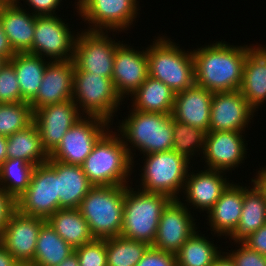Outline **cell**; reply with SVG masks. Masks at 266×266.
Listing matches in <instances>:
<instances>
[{"label": "cell", "instance_id": "cell-1", "mask_svg": "<svg viewBox=\"0 0 266 266\" xmlns=\"http://www.w3.org/2000/svg\"><path fill=\"white\" fill-rule=\"evenodd\" d=\"M251 47H236L218 41L194 49L195 84L213 93L239 90L244 62Z\"/></svg>", "mask_w": 266, "mask_h": 266}, {"label": "cell", "instance_id": "cell-2", "mask_svg": "<svg viewBox=\"0 0 266 266\" xmlns=\"http://www.w3.org/2000/svg\"><path fill=\"white\" fill-rule=\"evenodd\" d=\"M107 131L81 165L93 186H128L134 160L119 132ZM119 136V137H118Z\"/></svg>", "mask_w": 266, "mask_h": 266}, {"label": "cell", "instance_id": "cell-3", "mask_svg": "<svg viewBox=\"0 0 266 266\" xmlns=\"http://www.w3.org/2000/svg\"><path fill=\"white\" fill-rule=\"evenodd\" d=\"M118 132L133 160L135 153L131 149L140 150L143 155L172 150L173 147V117L172 114L150 113L131 110L130 114L120 124ZM125 137V138H124ZM126 141H125V140ZM134 147H133V146ZM134 154V155H133Z\"/></svg>", "mask_w": 266, "mask_h": 266}, {"label": "cell", "instance_id": "cell-4", "mask_svg": "<svg viewBox=\"0 0 266 266\" xmlns=\"http://www.w3.org/2000/svg\"><path fill=\"white\" fill-rule=\"evenodd\" d=\"M124 201L125 186H94L84 197L78 210L94 239L121 235Z\"/></svg>", "mask_w": 266, "mask_h": 266}, {"label": "cell", "instance_id": "cell-5", "mask_svg": "<svg viewBox=\"0 0 266 266\" xmlns=\"http://www.w3.org/2000/svg\"><path fill=\"white\" fill-rule=\"evenodd\" d=\"M172 199L161 193L134 191L125 186V201L121 236L143 241L150 246L157 235L163 209Z\"/></svg>", "mask_w": 266, "mask_h": 266}, {"label": "cell", "instance_id": "cell-6", "mask_svg": "<svg viewBox=\"0 0 266 266\" xmlns=\"http://www.w3.org/2000/svg\"><path fill=\"white\" fill-rule=\"evenodd\" d=\"M149 77L162 81L175 93L195 84L192 50L185 52L169 38L158 36L147 47Z\"/></svg>", "mask_w": 266, "mask_h": 266}, {"label": "cell", "instance_id": "cell-7", "mask_svg": "<svg viewBox=\"0 0 266 266\" xmlns=\"http://www.w3.org/2000/svg\"><path fill=\"white\" fill-rule=\"evenodd\" d=\"M143 156L146 158L141 169L140 189L180 200L178 193L184 189L191 161L173 150Z\"/></svg>", "mask_w": 266, "mask_h": 266}, {"label": "cell", "instance_id": "cell-8", "mask_svg": "<svg viewBox=\"0 0 266 266\" xmlns=\"http://www.w3.org/2000/svg\"><path fill=\"white\" fill-rule=\"evenodd\" d=\"M72 100L79 111L81 108L82 115L86 113V116H98L111 122L124 99L117 93L111 78L75 71Z\"/></svg>", "mask_w": 266, "mask_h": 266}, {"label": "cell", "instance_id": "cell-9", "mask_svg": "<svg viewBox=\"0 0 266 266\" xmlns=\"http://www.w3.org/2000/svg\"><path fill=\"white\" fill-rule=\"evenodd\" d=\"M88 118V119H87ZM110 122L98 116H83L63 136L49 158L81 166L95 143L109 129Z\"/></svg>", "mask_w": 266, "mask_h": 266}, {"label": "cell", "instance_id": "cell-10", "mask_svg": "<svg viewBox=\"0 0 266 266\" xmlns=\"http://www.w3.org/2000/svg\"><path fill=\"white\" fill-rule=\"evenodd\" d=\"M108 36V31L77 32L73 57L75 71L91 72L112 79L116 48L121 42H115Z\"/></svg>", "mask_w": 266, "mask_h": 266}, {"label": "cell", "instance_id": "cell-11", "mask_svg": "<svg viewBox=\"0 0 266 266\" xmlns=\"http://www.w3.org/2000/svg\"><path fill=\"white\" fill-rule=\"evenodd\" d=\"M16 205L21 214L45 220L59 209L57 173L47 162L35 166L29 186Z\"/></svg>", "mask_w": 266, "mask_h": 266}, {"label": "cell", "instance_id": "cell-12", "mask_svg": "<svg viewBox=\"0 0 266 266\" xmlns=\"http://www.w3.org/2000/svg\"><path fill=\"white\" fill-rule=\"evenodd\" d=\"M76 6L83 21L91 24L87 31H124L140 10L137 0H78Z\"/></svg>", "mask_w": 266, "mask_h": 266}, {"label": "cell", "instance_id": "cell-13", "mask_svg": "<svg viewBox=\"0 0 266 266\" xmlns=\"http://www.w3.org/2000/svg\"><path fill=\"white\" fill-rule=\"evenodd\" d=\"M69 30L57 15L36 16L31 54L49 57V61L73 59L77 34L74 37Z\"/></svg>", "mask_w": 266, "mask_h": 266}, {"label": "cell", "instance_id": "cell-14", "mask_svg": "<svg viewBox=\"0 0 266 266\" xmlns=\"http://www.w3.org/2000/svg\"><path fill=\"white\" fill-rule=\"evenodd\" d=\"M179 199H172L163 209L157 235L152 247L176 254L185 241L197 230L196 222Z\"/></svg>", "mask_w": 266, "mask_h": 266}, {"label": "cell", "instance_id": "cell-15", "mask_svg": "<svg viewBox=\"0 0 266 266\" xmlns=\"http://www.w3.org/2000/svg\"><path fill=\"white\" fill-rule=\"evenodd\" d=\"M46 222L40 217L21 214L16 210L5 226L0 242L17 262H33L36 242L41 226Z\"/></svg>", "mask_w": 266, "mask_h": 266}, {"label": "cell", "instance_id": "cell-16", "mask_svg": "<svg viewBox=\"0 0 266 266\" xmlns=\"http://www.w3.org/2000/svg\"><path fill=\"white\" fill-rule=\"evenodd\" d=\"M73 100L51 104L34 111L36 125L43 148L50 154L61 142L66 132L83 115Z\"/></svg>", "mask_w": 266, "mask_h": 266}, {"label": "cell", "instance_id": "cell-17", "mask_svg": "<svg viewBox=\"0 0 266 266\" xmlns=\"http://www.w3.org/2000/svg\"><path fill=\"white\" fill-rule=\"evenodd\" d=\"M256 112L239 90L212 95L209 131L243 132Z\"/></svg>", "mask_w": 266, "mask_h": 266}, {"label": "cell", "instance_id": "cell-18", "mask_svg": "<svg viewBox=\"0 0 266 266\" xmlns=\"http://www.w3.org/2000/svg\"><path fill=\"white\" fill-rule=\"evenodd\" d=\"M243 132L235 131H208L205 135V144L202 159L208 169L217 171L234 170L243 163L246 152ZM232 168V169H231Z\"/></svg>", "mask_w": 266, "mask_h": 266}, {"label": "cell", "instance_id": "cell-19", "mask_svg": "<svg viewBox=\"0 0 266 266\" xmlns=\"http://www.w3.org/2000/svg\"><path fill=\"white\" fill-rule=\"evenodd\" d=\"M130 47L120 43L113 63L112 81L122 99L132 95L149 76L147 48L135 51Z\"/></svg>", "mask_w": 266, "mask_h": 266}, {"label": "cell", "instance_id": "cell-20", "mask_svg": "<svg viewBox=\"0 0 266 266\" xmlns=\"http://www.w3.org/2000/svg\"><path fill=\"white\" fill-rule=\"evenodd\" d=\"M75 64L68 61H50L36 96L29 102L33 111L47 105L73 99Z\"/></svg>", "mask_w": 266, "mask_h": 266}, {"label": "cell", "instance_id": "cell-21", "mask_svg": "<svg viewBox=\"0 0 266 266\" xmlns=\"http://www.w3.org/2000/svg\"><path fill=\"white\" fill-rule=\"evenodd\" d=\"M213 92L194 84L175 94L172 117L174 120L209 131Z\"/></svg>", "mask_w": 266, "mask_h": 266}, {"label": "cell", "instance_id": "cell-22", "mask_svg": "<svg viewBox=\"0 0 266 266\" xmlns=\"http://www.w3.org/2000/svg\"><path fill=\"white\" fill-rule=\"evenodd\" d=\"M191 173H188L183 189L186 195L185 201L190 203V206L193 205L195 209L208 212L230 182L226 180L227 178H223V171L207 168L198 173Z\"/></svg>", "mask_w": 266, "mask_h": 266}, {"label": "cell", "instance_id": "cell-23", "mask_svg": "<svg viewBox=\"0 0 266 266\" xmlns=\"http://www.w3.org/2000/svg\"><path fill=\"white\" fill-rule=\"evenodd\" d=\"M19 5L7 3L0 11L1 23L13 51L31 53L37 15L28 13Z\"/></svg>", "mask_w": 266, "mask_h": 266}, {"label": "cell", "instance_id": "cell-24", "mask_svg": "<svg viewBox=\"0 0 266 266\" xmlns=\"http://www.w3.org/2000/svg\"><path fill=\"white\" fill-rule=\"evenodd\" d=\"M47 163L57 173L59 209H78L81 201L94 187L87 179L82 167L79 165L66 164L50 158Z\"/></svg>", "mask_w": 266, "mask_h": 266}, {"label": "cell", "instance_id": "cell-25", "mask_svg": "<svg viewBox=\"0 0 266 266\" xmlns=\"http://www.w3.org/2000/svg\"><path fill=\"white\" fill-rule=\"evenodd\" d=\"M239 91L256 111L266 101V46L248 50Z\"/></svg>", "mask_w": 266, "mask_h": 266}, {"label": "cell", "instance_id": "cell-26", "mask_svg": "<svg viewBox=\"0 0 266 266\" xmlns=\"http://www.w3.org/2000/svg\"><path fill=\"white\" fill-rule=\"evenodd\" d=\"M243 206V186L230 183L214 206L207 212L211 231L230 236L239 223Z\"/></svg>", "mask_w": 266, "mask_h": 266}, {"label": "cell", "instance_id": "cell-27", "mask_svg": "<svg viewBox=\"0 0 266 266\" xmlns=\"http://www.w3.org/2000/svg\"><path fill=\"white\" fill-rule=\"evenodd\" d=\"M266 224V199L259 188L253 183L243 187V206L235 231L230 238L238 245ZM239 242V243H238Z\"/></svg>", "mask_w": 266, "mask_h": 266}, {"label": "cell", "instance_id": "cell-28", "mask_svg": "<svg viewBox=\"0 0 266 266\" xmlns=\"http://www.w3.org/2000/svg\"><path fill=\"white\" fill-rule=\"evenodd\" d=\"M175 92L162 81L147 77L132 94V109L142 112L172 114Z\"/></svg>", "mask_w": 266, "mask_h": 266}, {"label": "cell", "instance_id": "cell-29", "mask_svg": "<svg viewBox=\"0 0 266 266\" xmlns=\"http://www.w3.org/2000/svg\"><path fill=\"white\" fill-rule=\"evenodd\" d=\"M46 221L73 248L94 240L88 222L78 209L60 208Z\"/></svg>", "mask_w": 266, "mask_h": 266}, {"label": "cell", "instance_id": "cell-30", "mask_svg": "<svg viewBox=\"0 0 266 266\" xmlns=\"http://www.w3.org/2000/svg\"><path fill=\"white\" fill-rule=\"evenodd\" d=\"M31 53H16L9 62L13 65L19 82L21 98L30 102L37 94L49 61Z\"/></svg>", "mask_w": 266, "mask_h": 266}, {"label": "cell", "instance_id": "cell-31", "mask_svg": "<svg viewBox=\"0 0 266 266\" xmlns=\"http://www.w3.org/2000/svg\"><path fill=\"white\" fill-rule=\"evenodd\" d=\"M7 158H20L35 166L46 163L49 154L43 148L39 131L33 123L29 127L7 136Z\"/></svg>", "mask_w": 266, "mask_h": 266}, {"label": "cell", "instance_id": "cell-32", "mask_svg": "<svg viewBox=\"0 0 266 266\" xmlns=\"http://www.w3.org/2000/svg\"><path fill=\"white\" fill-rule=\"evenodd\" d=\"M73 253L74 248L46 221L40 228L34 259L29 266H58Z\"/></svg>", "mask_w": 266, "mask_h": 266}, {"label": "cell", "instance_id": "cell-33", "mask_svg": "<svg viewBox=\"0 0 266 266\" xmlns=\"http://www.w3.org/2000/svg\"><path fill=\"white\" fill-rule=\"evenodd\" d=\"M206 238L195 231L176 253L177 266H211L221 252Z\"/></svg>", "mask_w": 266, "mask_h": 266}, {"label": "cell", "instance_id": "cell-34", "mask_svg": "<svg viewBox=\"0 0 266 266\" xmlns=\"http://www.w3.org/2000/svg\"><path fill=\"white\" fill-rule=\"evenodd\" d=\"M34 168L23 159L7 158L0 166V188L17 200L28 188Z\"/></svg>", "mask_w": 266, "mask_h": 266}, {"label": "cell", "instance_id": "cell-35", "mask_svg": "<svg viewBox=\"0 0 266 266\" xmlns=\"http://www.w3.org/2000/svg\"><path fill=\"white\" fill-rule=\"evenodd\" d=\"M150 245L123 236L106 239L107 266H136Z\"/></svg>", "mask_w": 266, "mask_h": 266}, {"label": "cell", "instance_id": "cell-36", "mask_svg": "<svg viewBox=\"0 0 266 266\" xmlns=\"http://www.w3.org/2000/svg\"><path fill=\"white\" fill-rule=\"evenodd\" d=\"M34 123V111L29 102L0 103V134L9 136Z\"/></svg>", "mask_w": 266, "mask_h": 266}, {"label": "cell", "instance_id": "cell-37", "mask_svg": "<svg viewBox=\"0 0 266 266\" xmlns=\"http://www.w3.org/2000/svg\"><path fill=\"white\" fill-rule=\"evenodd\" d=\"M205 135L206 132L202 129L173 119L172 150L191 160L195 153L204 151Z\"/></svg>", "mask_w": 266, "mask_h": 266}, {"label": "cell", "instance_id": "cell-38", "mask_svg": "<svg viewBox=\"0 0 266 266\" xmlns=\"http://www.w3.org/2000/svg\"><path fill=\"white\" fill-rule=\"evenodd\" d=\"M79 266H107L106 239L93 241L74 248Z\"/></svg>", "mask_w": 266, "mask_h": 266}, {"label": "cell", "instance_id": "cell-39", "mask_svg": "<svg viewBox=\"0 0 266 266\" xmlns=\"http://www.w3.org/2000/svg\"><path fill=\"white\" fill-rule=\"evenodd\" d=\"M24 102L13 65L7 61L0 70V103Z\"/></svg>", "mask_w": 266, "mask_h": 266}, {"label": "cell", "instance_id": "cell-40", "mask_svg": "<svg viewBox=\"0 0 266 266\" xmlns=\"http://www.w3.org/2000/svg\"><path fill=\"white\" fill-rule=\"evenodd\" d=\"M231 252L227 253L231 256L236 266H266V256L250 249L243 242H241L239 249Z\"/></svg>", "mask_w": 266, "mask_h": 266}, {"label": "cell", "instance_id": "cell-41", "mask_svg": "<svg viewBox=\"0 0 266 266\" xmlns=\"http://www.w3.org/2000/svg\"><path fill=\"white\" fill-rule=\"evenodd\" d=\"M136 266H177L176 254L150 246Z\"/></svg>", "mask_w": 266, "mask_h": 266}, {"label": "cell", "instance_id": "cell-42", "mask_svg": "<svg viewBox=\"0 0 266 266\" xmlns=\"http://www.w3.org/2000/svg\"><path fill=\"white\" fill-rule=\"evenodd\" d=\"M17 210L16 200L0 188V237L11 215Z\"/></svg>", "mask_w": 266, "mask_h": 266}, {"label": "cell", "instance_id": "cell-43", "mask_svg": "<svg viewBox=\"0 0 266 266\" xmlns=\"http://www.w3.org/2000/svg\"><path fill=\"white\" fill-rule=\"evenodd\" d=\"M27 5L34 10L32 14L37 16L44 15H56L55 11L57 10L60 2L62 0H25Z\"/></svg>", "mask_w": 266, "mask_h": 266}, {"label": "cell", "instance_id": "cell-44", "mask_svg": "<svg viewBox=\"0 0 266 266\" xmlns=\"http://www.w3.org/2000/svg\"><path fill=\"white\" fill-rule=\"evenodd\" d=\"M250 249L266 256V224L243 241Z\"/></svg>", "mask_w": 266, "mask_h": 266}, {"label": "cell", "instance_id": "cell-45", "mask_svg": "<svg viewBox=\"0 0 266 266\" xmlns=\"http://www.w3.org/2000/svg\"><path fill=\"white\" fill-rule=\"evenodd\" d=\"M15 54L3 30L0 18V56L9 61Z\"/></svg>", "mask_w": 266, "mask_h": 266}, {"label": "cell", "instance_id": "cell-46", "mask_svg": "<svg viewBox=\"0 0 266 266\" xmlns=\"http://www.w3.org/2000/svg\"><path fill=\"white\" fill-rule=\"evenodd\" d=\"M260 170L257 171L256 178H252L251 183L253 182L259 188L266 199V167L260 168Z\"/></svg>", "mask_w": 266, "mask_h": 266}, {"label": "cell", "instance_id": "cell-47", "mask_svg": "<svg viewBox=\"0 0 266 266\" xmlns=\"http://www.w3.org/2000/svg\"><path fill=\"white\" fill-rule=\"evenodd\" d=\"M221 253L215 258L211 266H236L231 256L227 252L226 253L221 252Z\"/></svg>", "mask_w": 266, "mask_h": 266}, {"label": "cell", "instance_id": "cell-48", "mask_svg": "<svg viewBox=\"0 0 266 266\" xmlns=\"http://www.w3.org/2000/svg\"><path fill=\"white\" fill-rule=\"evenodd\" d=\"M14 262L15 259L0 242V266H11Z\"/></svg>", "mask_w": 266, "mask_h": 266}, {"label": "cell", "instance_id": "cell-49", "mask_svg": "<svg viewBox=\"0 0 266 266\" xmlns=\"http://www.w3.org/2000/svg\"><path fill=\"white\" fill-rule=\"evenodd\" d=\"M7 136L0 134V166L7 159Z\"/></svg>", "mask_w": 266, "mask_h": 266}, {"label": "cell", "instance_id": "cell-50", "mask_svg": "<svg viewBox=\"0 0 266 266\" xmlns=\"http://www.w3.org/2000/svg\"><path fill=\"white\" fill-rule=\"evenodd\" d=\"M58 266H79V259L74 252L69 257H67L65 260H63Z\"/></svg>", "mask_w": 266, "mask_h": 266}, {"label": "cell", "instance_id": "cell-51", "mask_svg": "<svg viewBox=\"0 0 266 266\" xmlns=\"http://www.w3.org/2000/svg\"><path fill=\"white\" fill-rule=\"evenodd\" d=\"M6 62H7V60L0 56V70L5 65Z\"/></svg>", "mask_w": 266, "mask_h": 266}, {"label": "cell", "instance_id": "cell-52", "mask_svg": "<svg viewBox=\"0 0 266 266\" xmlns=\"http://www.w3.org/2000/svg\"><path fill=\"white\" fill-rule=\"evenodd\" d=\"M7 4L6 0H0V11L3 9V7Z\"/></svg>", "mask_w": 266, "mask_h": 266}, {"label": "cell", "instance_id": "cell-53", "mask_svg": "<svg viewBox=\"0 0 266 266\" xmlns=\"http://www.w3.org/2000/svg\"><path fill=\"white\" fill-rule=\"evenodd\" d=\"M11 266H28V265L15 261Z\"/></svg>", "mask_w": 266, "mask_h": 266}, {"label": "cell", "instance_id": "cell-54", "mask_svg": "<svg viewBox=\"0 0 266 266\" xmlns=\"http://www.w3.org/2000/svg\"><path fill=\"white\" fill-rule=\"evenodd\" d=\"M7 3H20L18 0H6Z\"/></svg>", "mask_w": 266, "mask_h": 266}]
</instances>
